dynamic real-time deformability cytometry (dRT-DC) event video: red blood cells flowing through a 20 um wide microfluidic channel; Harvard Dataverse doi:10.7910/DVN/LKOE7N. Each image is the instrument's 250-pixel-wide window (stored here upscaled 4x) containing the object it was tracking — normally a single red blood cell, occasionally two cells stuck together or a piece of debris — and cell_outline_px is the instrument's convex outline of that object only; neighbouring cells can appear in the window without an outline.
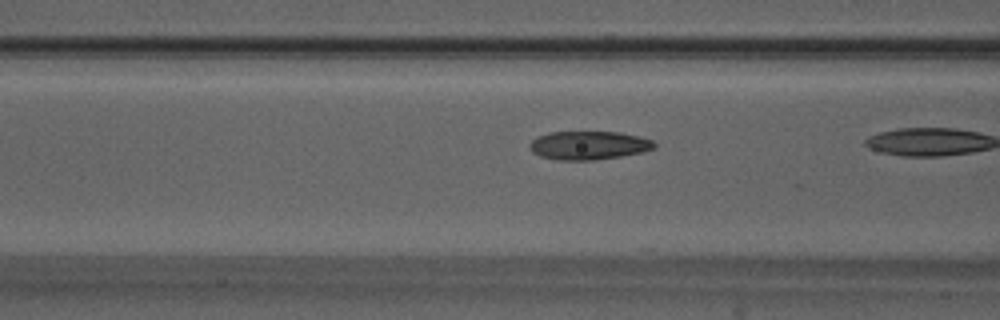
{"species": "Egyptian fruit bat (a non-hibernating species)", "species_latin": "Rousettus aegyptiacus", "temperature_condition": "warm", "stored_images_in_passage": 8, "camera_frame_rate_fps": 3000, "um_per_image_px": 0.085, "animal": {"sex": "male"}, "frame": {"image": 1, "passage_image": 6, "time_ms": 1.667, "image_size_px": [1000, 320], "cell_outline_px": [[656, 148], [640, 152], [620, 156], [592, 160], [556, 160], [540, 156], [532, 152], [528, 148], [528, 144], [536, 136], [548, 132], [620, 132], [652, 140], [656, 144]], "centroid_in_image_um": [49.97, 12.35], "position_along_channel_um": 116.6, "area_um2": 20.75}}